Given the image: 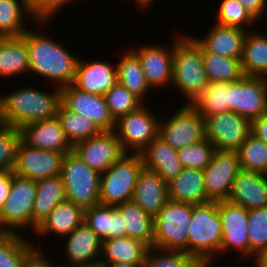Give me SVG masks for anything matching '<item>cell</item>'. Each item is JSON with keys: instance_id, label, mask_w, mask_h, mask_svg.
<instances>
[{"instance_id": "1", "label": "cell", "mask_w": 267, "mask_h": 267, "mask_svg": "<svg viewBox=\"0 0 267 267\" xmlns=\"http://www.w3.org/2000/svg\"><path fill=\"white\" fill-rule=\"evenodd\" d=\"M46 35L27 30L29 72L54 81V86L62 89L73 83L79 56Z\"/></svg>"}, {"instance_id": "2", "label": "cell", "mask_w": 267, "mask_h": 267, "mask_svg": "<svg viewBox=\"0 0 267 267\" xmlns=\"http://www.w3.org/2000/svg\"><path fill=\"white\" fill-rule=\"evenodd\" d=\"M35 87L17 88L9 95L0 92V118L4 126L20 129L24 125L57 117L61 105V89L46 93Z\"/></svg>"}, {"instance_id": "3", "label": "cell", "mask_w": 267, "mask_h": 267, "mask_svg": "<svg viewBox=\"0 0 267 267\" xmlns=\"http://www.w3.org/2000/svg\"><path fill=\"white\" fill-rule=\"evenodd\" d=\"M172 88L193 103L208 85L203 64L202 46L191 35L174 38Z\"/></svg>"}, {"instance_id": "4", "label": "cell", "mask_w": 267, "mask_h": 267, "mask_svg": "<svg viewBox=\"0 0 267 267\" xmlns=\"http://www.w3.org/2000/svg\"><path fill=\"white\" fill-rule=\"evenodd\" d=\"M187 233V254L196 256L206 267H210L213 258L220 254L222 242L217 201L192 204L191 223Z\"/></svg>"}, {"instance_id": "5", "label": "cell", "mask_w": 267, "mask_h": 267, "mask_svg": "<svg viewBox=\"0 0 267 267\" xmlns=\"http://www.w3.org/2000/svg\"><path fill=\"white\" fill-rule=\"evenodd\" d=\"M140 153H125L100 177V204L117 206L130 201L143 168Z\"/></svg>"}, {"instance_id": "6", "label": "cell", "mask_w": 267, "mask_h": 267, "mask_svg": "<svg viewBox=\"0 0 267 267\" xmlns=\"http://www.w3.org/2000/svg\"><path fill=\"white\" fill-rule=\"evenodd\" d=\"M60 176L66 200L83 209L100 204L101 174L90 169L73 151L64 155Z\"/></svg>"}, {"instance_id": "7", "label": "cell", "mask_w": 267, "mask_h": 267, "mask_svg": "<svg viewBox=\"0 0 267 267\" xmlns=\"http://www.w3.org/2000/svg\"><path fill=\"white\" fill-rule=\"evenodd\" d=\"M37 181L13 173L10 191L0 210V232L20 233L31 228ZM20 230V231H19Z\"/></svg>"}, {"instance_id": "8", "label": "cell", "mask_w": 267, "mask_h": 267, "mask_svg": "<svg viewBox=\"0 0 267 267\" xmlns=\"http://www.w3.org/2000/svg\"><path fill=\"white\" fill-rule=\"evenodd\" d=\"M192 204L169 200L154 217L153 247L187 253Z\"/></svg>"}, {"instance_id": "9", "label": "cell", "mask_w": 267, "mask_h": 267, "mask_svg": "<svg viewBox=\"0 0 267 267\" xmlns=\"http://www.w3.org/2000/svg\"><path fill=\"white\" fill-rule=\"evenodd\" d=\"M146 104L119 117L115 121V133L125 153H141L159 134L160 119Z\"/></svg>"}, {"instance_id": "10", "label": "cell", "mask_w": 267, "mask_h": 267, "mask_svg": "<svg viewBox=\"0 0 267 267\" xmlns=\"http://www.w3.org/2000/svg\"><path fill=\"white\" fill-rule=\"evenodd\" d=\"M183 105L164 123L159 122L158 135L175 150L206 139L203 116L191 104Z\"/></svg>"}, {"instance_id": "11", "label": "cell", "mask_w": 267, "mask_h": 267, "mask_svg": "<svg viewBox=\"0 0 267 267\" xmlns=\"http://www.w3.org/2000/svg\"><path fill=\"white\" fill-rule=\"evenodd\" d=\"M206 139L220 151H238L251 134V121L231 111L205 118Z\"/></svg>"}, {"instance_id": "12", "label": "cell", "mask_w": 267, "mask_h": 267, "mask_svg": "<svg viewBox=\"0 0 267 267\" xmlns=\"http://www.w3.org/2000/svg\"><path fill=\"white\" fill-rule=\"evenodd\" d=\"M218 211L222 226L220 254L236 250V252H240V258L250 260V246L247 235L248 210L241 205L224 200L218 201Z\"/></svg>"}, {"instance_id": "13", "label": "cell", "mask_w": 267, "mask_h": 267, "mask_svg": "<svg viewBox=\"0 0 267 267\" xmlns=\"http://www.w3.org/2000/svg\"><path fill=\"white\" fill-rule=\"evenodd\" d=\"M240 170L238 152L216 150L211 163L203 170L207 198L217 202L227 200Z\"/></svg>"}, {"instance_id": "14", "label": "cell", "mask_w": 267, "mask_h": 267, "mask_svg": "<svg viewBox=\"0 0 267 267\" xmlns=\"http://www.w3.org/2000/svg\"><path fill=\"white\" fill-rule=\"evenodd\" d=\"M72 151L90 169L102 174L125 152L114 130L101 131L98 135L77 142Z\"/></svg>"}, {"instance_id": "15", "label": "cell", "mask_w": 267, "mask_h": 267, "mask_svg": "<svg viewBox=\"0 0 267 267\" xmlns=\"http://www.w3.org/2000/svg\"><path fill=\"white\" fill-rule=\"evenodd\" d=\"M229 111L250 121L267 114V96L261 77L244 76L229 83Z\"/></svg>"}, {"instance_id": "16", "label": "cell", "mask_w": 267, "mask_h": 267, "mask_svg": "<svg viewBox=\"0 0 267 267\" xmlns=\"http://www.w3.org/2000/svg\"><path fill=\"white\" fill-rule=\"evenodd\" d=\"M65 154L33 148L21 140L12 171L18 176L36 181L60 176Z\"/></svg>"}, {"instance_id": "17", "label": "cell", "mask_w": 267, "mask_h": 267, "mask_svg": "<svg viewBox=\"0 0 267 267\" xmlns=\"http://www.w3.org/2000/svg\"><path fill=\"white\" fill-rule=\"evenodd\" d=\"M131 50L138 56L150 88L171 86L174 56V40L171 46L143 43Z\"/></svg>"}, {"instance_id": "18", "label": "cell", "mask_w": 267, "mask_h": 267, "mask_svg": "<svg viewBox=\"0 0 267 267\" xmlns=\"http://www.w3.org/2000/svg\"><path fill=\"white\" fill-rule=\"evenodd\" d=\"M61 103L69 110L90 119L101 131L115 129L104 95L77 89L73 84L61 89Z\"/></svg>"}, {"instance_id": "19", "label": "cell", "mask_w": 267, "mask_h": 267, "mask_svg": "<svg viewBox=\"0 0 267 267\" xmlns=\"http://www.w3.org/2000/svg\"><path fill=\"white\" fill-rule=\"evenodd\" d=\"M66 239L64 246L67 265L63 267H95L99 266L102 240L83 221Z\"/></svg>"}, {"instance_id": "20", "label": "cell", "mask_w": 267, "mask_h": 267, "mask_svg": "<svg viewBox=\"0 0 267 267\" xmlns=\"http://www.w3.org/2000/svg\"><path fill=\"white\" fill-rule=\"evenodd\" d=\"M20 131L22 141L30 147L60 153L72 151L57 117L28 123Z\"/></svg>"}, {"instance_id": "21", "label": "cell", "mask_w": 267, "mask_h": 267, "mask_svg": "<svg viewBox=\"0 0 267 267\" xmlns=\"http://www.w3.org/2000/svg\"><path fill=\"white\" fill-rule=\"evenodd\" d=\"M118 82L117 66L107 61L78 59L73 85L82 91L104 95Z\"/></svg>"}, {"instance_id": "22", "label": "cell", "mask_w": 267, "mask_h": 267, "mask_svg": "<svg viewBox=\"0 0 267 267\" xmlns=\"http://www.w3.org/2000/svg\"><path fill=\"white\" fill-rule=\"evenodd\" d=\"M228 201L247 210L267 206V174L240 170L233 181Z\"/></svg>"}, {"instance_id": "23", "label": "cell", "mask_w": 267, "mask_h": 267, "mask_svg": "<svg viewBox=\"0 0 267 267\" xmlns=\"http://www.w3.org/2000/svg\"><path fill=\"white\" fill-rule=\"evenodd\" d=\"M131 200L155 217L169 201L168 184L157 172L143 167L138 174Z\"/></svg>"}, {"instance_id": "24", "label": "cell", "mask_w": 267, "mask_h": 267, "mask_svg": "<svg viewBox=\"0 0 267 267\" xmlns=\"http://www.w3.org/2000/svg\"><path fill=\"white\" fill-rule=\"evenodd\" d=\"M213 27L202 39L194 38L207 52L223 57L241 59L243 43L248 30L239 27L221 26L213 23Z\"/></svg>"}, {"instance_id": "25", "label": "cell", "mask_w": 267, "mask_h": 267, "mask_svg": "<svg viewBox=\"0 0 267 267\" xmlns=\"http://www.w3.org/2000/svg\"><path fill=\"white\" fill-rule=\"evenodd\" d=\"M143 166L157 172L168 183L183 169L177 150L170 147L159 135L140 153Z\"/></svg>"}, {"instance_id": "26", "label": "cell", "mask_w": 267, "mask_h": 267, "mask_svg": "<svg viewBox=\"0 0 267 267\" xmlns=\"http://www.w3.org/2000/svg\"><path fill=\"white\" fill-rule=\"evenodd\" d=\"M83 220L84 209L71 201L64 200L43 219L34 234L43 237L53 233L54 236L62 238L70 234Z\"/></svg>"}, {"instance_id": "27", "label": "cell", "mask_w": 267, "mask_h": 267, "mask_svg": "<svg viewBox=\"0 0 267 267\" xmlns=\"http://www.w3.org/2000/svg\"><path fill=\"white\" fill-rule=\"evenodd\" d=\"M168 184L169 200L174 202L204 204L207 198L203 170L183 168Z\"/></svg>"}, {"instance_id": "28", "label": "cell", "mask_w": 267, "mask_h": 267, "mask_svg": "<svg viewBox=\"0 0 267 267\" xmlns=\"http://www.w3.org/2000/svg\"><path fill=\"white\" fill-rule=\"evenodd\" d=\"M148 250L146 244L127 236L103 240L99 265L144 264Z\"/></svg>"}, {"instance_id": "29", "label": "cell", "mask_w": 267, "mask_h": 267, "mask_svg": "<svg viewBox=\"0 0 267 267\" xmlns=\"http://www.w3.org/2000/svg\"><path fill=\"white\" fill-rule=\"evenodd\" d=\"M29 74L27 31L19 37H0V77Z\"/></svg>"}, {"instance_id": "30", "label": "cell", "mask_w": 267, "mask_h": 267, "mask_svg": "<svg viewBox=\"0 0 267 267\" xmlns=\"http://www.w3.org/2000/svg\"><path fill=\"white\" fill-rule=\"evenodd\" d=\"M64 200L66 196L61 176L38 180L32 210V231L35 232L43 219Z\"/></svg>"}, {"instance_id": "31", "label": "cell", "mask_w": 267, "mask_h": 267, "mask_svg": "<svg viewBox=\"0 0 267 267\" xmlns=\"http://www.w3.org/2000/svg\"><path fill=\"white\" fill-rule=\"evenodd\" d=\"M116 208L123 216L126 236L153 247L154 217L146 213L132 200L118 204Z\"/></svg>"}, {"instance_id": "32", "label": "cell", "mask_w": 267, "mask_h": 267, "mask_svg": "<svg viewBox=\"0 0 267 267\" xmlns=\"http://www.w3.org/2000/svg\"><path fill=\"white\" fill-rule=\"evenodd\" d=\"M240 61L245 76L261 77L267 72V34L265 32L260 33L257 29L248 30Z\"/></svg>"}, {"instance_id": "33", "label": "cell", "mask_w": 267, "mask_h": 267, "mask_svg": "<svg viewBox=\"0 0 267 267\" xmlns=\"http://www.w3.org/2000/svg\"><path fill=\"white\" fill-rule=\"evenodd\" d=\"M116 66L118 83L145 103L144 99L149 95L151 88L146 81L138 56L131 49L125 50Z\"/></svg>"}, {"instance_id": "34", "label": "cell", "mask_w": 267, "mask_h": 267, "mask_svg": "<svg viewBox=\"0 0 267 267\" xmlns=\"http://www.w3.org/2000/svg\"><path fill=\"white\" fill-rule=\"evenodd\" d=\"M204 69L208 82H235L245 75L240 59H232L207 52L202 47Z\"/></svg>"}, {"instance_id": "35", "label": "cell", "mask_w": 267, "mask_h": 267, "mask_svg": "<svg viewBox=\"0 0 267 267\" xmlns=\"http://www.w3.org/2000/svg\"><path fill=\"white\" fill-rule=\"evenodd\" d=\"M24 16L33 18L25 0H0V37L22 36L28 30Z\"/></svg>"}, {"instance_id": "36", "label": "cell", "mask_w": 267, "mask_h": 267, "mask_svg": "<svg viewBox=\"0 0 267 267\" xmlns=\"http://www.w3.org/2000/svg\"><path fill=\"white\" fill-rule=\"evenodd\" d=\"M21 233L0 232V267H22L25 258L37 248Z\"/></svg>"}, {"instance_id": "37", "label": "cell", "mask_w": 267, "mask_h": 267, "mask_svg": "<svg viewBox=\"0 0 267 267\" xmlns=\"http://www.w3.org/2000/svg\"><path fill=\"white\" fill-rule=\"evenodd\" d=\"M191 105L204 119L210 115L229 111V83L209 82Z\"/></svg>"}, {"instance_id": "38", "label": "cell", "mask_w": 267, "mask_h": 267, "mask_svg": "<svg viewBox=\"0 0 267 267\" xmlns=\"http://www.w3.org/2000/svg\"><path fill=\"white\" fill-rule=\"evenodd\" d=\"M57 118L72 146L101 132L90 119L67 109L62 103L59 107Z\"/></svg>"}, {"instance_id": "39", "label": "cell", "mask_w": 267, "mask_h": 267, "mask_svg": "<svg viewBox=\"0 0 267 267\" xmlns=\"http://www.w3.org/2000/svg\"><path fill=\"white\" fill-rule=\"evenodd\" d=\"M143 267H206L196 256L179 250L151 247Z\"/></svg>"}, {"instance_id": "40", "label": "cell", "mask_w": 267, "mask_h": 267, "mask_svg": "<svg viewBox=\"0 0 267 267\" xmlns=\"http://www.w3.org/2000/svg\"><path fill=\"white\" fill-rule=\"evenodd\" d=\"M240 168L267 174V144L250 134L237 151Z\"/></svg>"}, {"instance_id": "41", "label": "cell", "mask_w": 267, "mask_h": 267, "mask_svg": "<svg viewBox=\"0 0 267 267\" xmlns=\"http://www.w3.org/2000/svg\"><path fill=\"white\" fill-rule=\"evenodd\" d=\"M215 23L221 26L239 27L245 30L252 29L258 22L238 0H221L216 12Z\"/></svg>"}, {"instance_id": "42", "label": "cell", "mask_w": 267, "mask_h": 267, "mask_svg": "<svg viewBox=\"0 0 267 267\" xmlns=\"http://www.w3.org/2000/svg\"><path fill=\"white\" fill-rule=\"evenodd\" d=\"M250 258L267 252V206L248 210Z\"/></svg>"}, {"instance_id": "43", "label": "cell", "mask_w": 267, "mask_h": 267, "mask_svg": "<svg viewBox=\"0 0 267 267\" xmlns=\"http://www.w3.org/2000/svg\"><path fill=\"white\" fill-rule=\"evenodd\" d=\"M104 97L109 112L115 121L144 104L138 97L118 82L104 94Z\"/></svg>"}, {"instance_id": "44", "label": "cell", "mask_w": 267, "mask_h": 267, "mask_svg": "<svg viewBox=\"0 0 267 267\" xmlns=\"http://www.w3.org/2000/svg\"><path fill=\"white\" fill-rule=\"evenodd\" d=\"M215 147L207 140L177 150L183 168L204 170L212 160Z\"/></svg>"}, {"instance_id": "45", "label": "cell", "mask_w": 267, "mask_h": 267, "mask_svg": "<svg viewBox=\"0 0 267 267\" xmlns=\"http://www.w3.org/2000/svg\"><path fill=\"white\" fill-rule=\"evenodd\" d=\"M21 140L20 129L8 126L0 129V172L13 170Z\"/></svg>"}, {"instance_id": "46", "label": "cell", "mask_w": 267, "mask_h": 267, "mask_svg": "<svg viewBox=\"0 0 267 267\" xmlns=\"http://www.w3.org/2000/svg\"><path fill=\"white\" fill-rule=\"evenodd\" d=\"M83 221L102 241L110 239V205L98 204L84 209Z\"/></svg>"}, {"instance_id": "47", "label": "cell", "mask_w": 267, "mask_h": 267, "mask_svg": "<svg viewBox=\"0 0 267 267\" xmlns=\"http://www.w3.org/2000/svg\"><path fill=\"white\" fill-rule=\"evenodd\" d=\"M28 6V9L33 17L32 20L38 21L37 25L47 26L50 25L48 22L51 21V17H54L55 14L59 13L62 7L67 3L73 2L74 0H25ZM39 23V24H38ZM42 23V24H41Z\"/></svg>"}, {"instance_id": "48", "label": "cell", "mask_w": 267, "mask_h": 267, "mask_svg": "<svg viewBox=\"0 0 267 267\" xmlns=\"http://www.w3.org/2000/svg\"><path fill=\"white\" fill-rule=\"evenodd\" d=\"M46 253L42 252L39 248H34L29 255L25 258L22 267H63L64 265L55 266L51 262Z\"/></svg>"}, {"instance_id": "49", "label": "cell", "mask_w": 267, "mask_h": 267, "mask_svg": "<svg viewBox=\"0 0 267 267\" xmlns=\"http://www.w3.org/2000/svg\"><path fill=\"white\" fill-rule=\"evenodd\" d=\"M125 236L123 216L116 206H110V239Z\"/></svg>"}, {"instance_id": "50", "label": "cell", "mask_w": 267, "mask_h": 267, "mask_svg": "<svg viewBox=\"0 0 267 267\" xmlns=\"http://www.w3.org/2000/svg\"><path fill=\"white\" fill-rule=\"evenodd\" d=\"M245 9L258 21L267 11V0H238Z\"/></svg>"}, {"instance_id": "51", "label": "cell", "mask_w": 267, "mask_h": 267, "mask_svg": "<svg viewBox=\"0 0 267 267\" xmlns=\"http://www.w3.org/2000/svg\"><path fill=\"white\" fill-rule=\"evenodd\" d=\"M251 134L267 144V114L251 121Z\"/></svg>"}, {"instance_id": "52", "label": "cell", "mask_w": 267, "mask_h": 267, "mask_svg": "<svg viewBox=\"0 0 267 267\" xmlns=\"http://www.w3.org/2000/svg\"><path fill=\"white\" fill-rule=\"evenodd\" d=\"M11 181L12 171L0 172V210L9 195Z\"/></svg>"}, {"instance_id": "53", "label": "cell", "mask_w": 267, "mask_h": 267, "mask_svg": "<svg viewBox=\"0 0 267 267\" xmlns=\"http://www.w3.org/2000/svg\"><path fill=\"white\" fill-rule=\"evenodd\" d=\"M253 259L256 267H267V252L256 254Z\"/></svg>"}, {"instance_id": "54", "label": "cell", "mask_w": 267, "mask_h": 267, "mask_svg": "<svg viewBox=\"0 0 267 267\" xmlns=\"http://www.w3.org/2000/svg\"><path fill=\"white\" fill-rule=\"evenodd\" d=\"M101 267H143L144 264H131V263H115L110 265H99Z\"/></svg>"}, {"instance_id": "55", "label": "cell", "mask_w": 267, "mask_h": 267, "mask_svg": "<svg viewBox=\"0 0 267 267\" xmlns=\"http://www.w3.org/2000/svg\"><path fill=\"white\" fill-rule=\"evenodd\" d=\"M154 0H135V4L138 5L142 9H146V7H150Z\"/></svg>"}, {"instance_id": "56", "label": "cell", "mask_w": 267, "mask_h": 267, "mask_svg": "<svg viewBox=\"0 0 267 267\" xmlns=\"http://www.w3.org/2000/svg\"><path fill=\"white\" fill-rule=\"evenodd\" d=\"M261 79H262V81H263L264 89H265V93H266V96H267V72L264 73V74L261 76Z\"/></svg>"}, {"instance_id": "57", "label": "cell", "mask_w": 267, "mask_h": 267, "mask_svg": "<svg viewBox=\"0 0 267 267\" xmlns=\"http://www.w3.org/2000/svg\"><path fill=\"white\" fill-rule=\"evenodd\" d=\"M4 126L2 119L0 118V129Z\"/></svg>"}]
</instances>
